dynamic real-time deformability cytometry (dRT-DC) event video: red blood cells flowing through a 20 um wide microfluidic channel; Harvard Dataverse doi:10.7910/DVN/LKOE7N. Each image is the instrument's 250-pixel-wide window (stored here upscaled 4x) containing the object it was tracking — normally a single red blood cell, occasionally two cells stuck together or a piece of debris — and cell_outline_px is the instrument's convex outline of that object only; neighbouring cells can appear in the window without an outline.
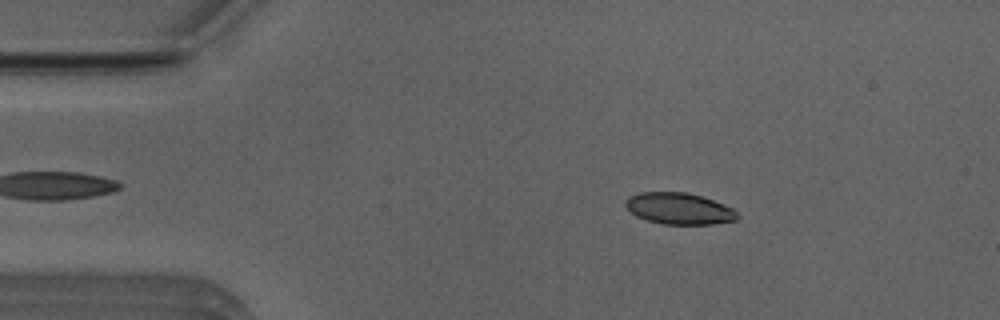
{"species": "Egyptian fruit bat (a non-hibernating species)", "species_latin": "Rousettus aegyptiacus", "temperature_condition": "room temperature", "stored_images_in_passage": 44, "camera_frame_rate_fps": 3000, "um_per_image_px": 0.085, "animal": {"sex": "male"}, "frame": {"image": 1, "passage_image": 8, "time_ms": 2.333, "image_size_px": [1000, 320], "cell_outline_px": [[736, 220], [712, 224], [664, 224], [648, 220], [636, 216], [624, 204], [628, 196], [640, 192], [688, 192], [712, 200], [732, 208], [736, 212]], "centroid_in_image_um": [57.69, 17.72], "position_along_channel_um": 27.3, "area_um2": 20.23}}
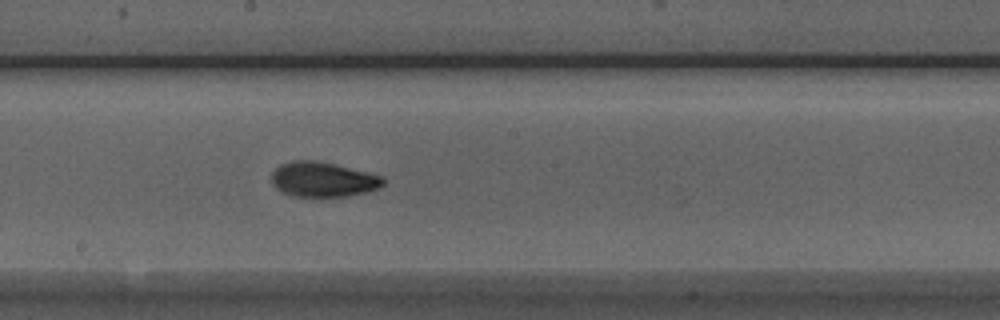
{"frame": {"image": 2, "passage_image": 27, "time_ms": 8.667, "image_size_px": [1000, 320], "cell_outline_px": [[384, 184], [380, 188], [368, 192], [348, 196], [292, 196], [276, 188], [272, 184], [272, 172], [280, 164], [292, 160], [312, 160], [332, 164], [368, 172], [384, 176]], "centroid_in_image_um": [27.47, 15.25], "position_along_channel_um": 220.7, "area_um2": 22.66}}
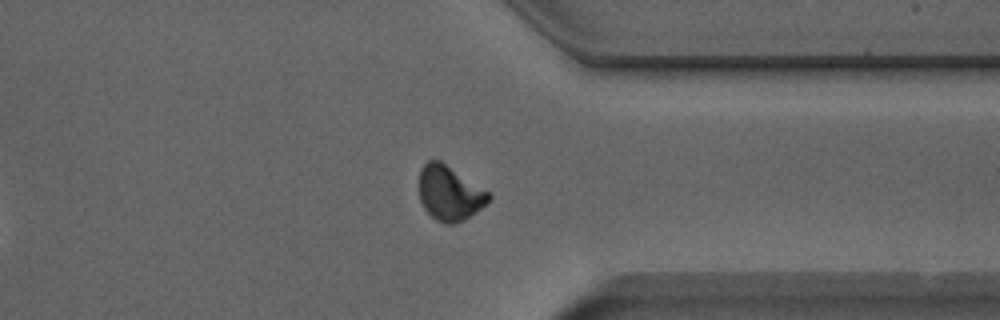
{"frame": {"image": 3, "passage_image": 39, "time_ms": 12.667, "image_size_px": [1000, 320], "cell_outline_px": [[492, 196], [480, 208], [464, 220], [456, 224], [444, 224], [436, 220], [424, 208], [420, 200], [420, 168], [428, 160], [440, 160], [492, 192]], "centroid_in_image_um": [38.23, 16.41], "position_along_channel_um": 373.2, "area_um2": 22.31}, "authors_computed_cell_mechanics": {"area_um2": 21.8773, "velocity_mm_per_s": 3.9287, "shape_relaxation_time_tau1_ms": 4.6736, "shape_relaxation_time_tau2_ms": 2.0464, "deformation_change_tau1": 0.1525, "deformation_change_tau2": 0.0709}}